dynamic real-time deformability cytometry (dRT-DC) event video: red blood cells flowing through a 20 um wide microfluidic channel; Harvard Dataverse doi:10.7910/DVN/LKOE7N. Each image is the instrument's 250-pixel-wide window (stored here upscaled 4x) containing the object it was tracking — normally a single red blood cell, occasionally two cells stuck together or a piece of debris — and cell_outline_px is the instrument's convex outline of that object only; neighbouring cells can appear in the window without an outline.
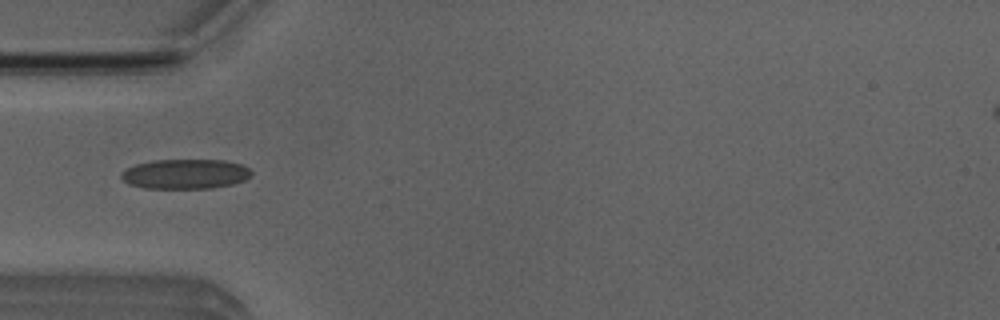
{"species": "Egyptian fruit bat (a non-hibernating species)", "species_latin": "Rousettus aegyptiacus", "temperature_condition": "room temperature", "stored_images_in_passage": 33, "camera_frame_rate_fps": 3000, "um_per_image_px": 0.085, "animal": {"sex": "male"}, "frame": {"image": 1, "passage_image": 1, "time_ms": 0.0, "image_size_px": [1000, 320], "cell_outline_px": [[252, 176], [244, 180], [232, 184], [212, 188], [144, 188], [128, 184], [120, 176], [120, 172], [136, 164], [156, 160], [224, 160], [240, 164], [248, 168], [252, 172]], "centroid_in_image_um": [15.75, 14.79], "position_along_channel_um": 69.3, "area_um2": 22.54}}
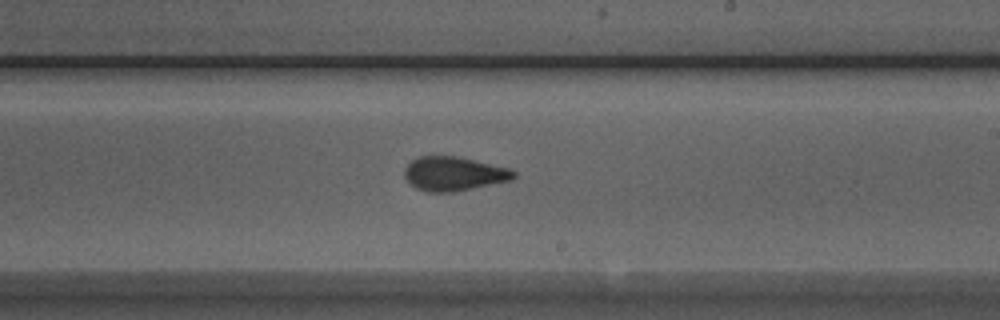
{"frame": {"image": 2, "passage_image": 15, "time_ms": 4.667, "image_size_px": [1000, 320], "cell_outline_px": [[516, 176], [512, 180], [452, 192], [428, 192], [416, 188], [404, 176], [404, 168], [412, 160], [420, 156], [456, 156], [508, 168], [516, 172]], "centroid_in_image_um": [38.56, 14.77], "position_along_channel_um": 250.4, "area_um2": 21.44}}
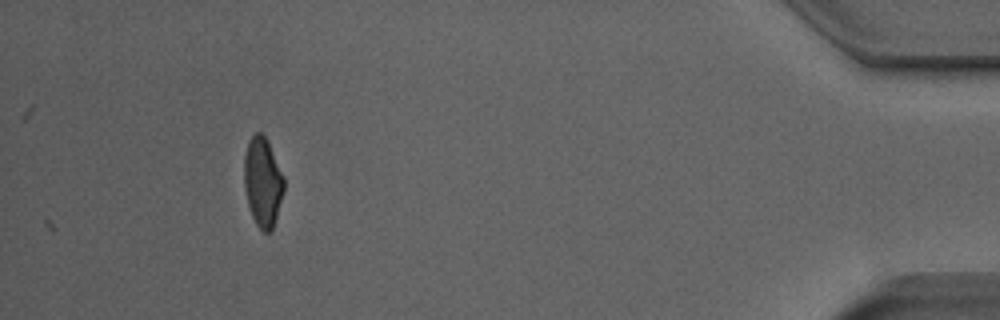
{"frame": {"image": 3, "passage_image": 33, "time_ms": 10.667, "image_size_px": [1000, 320], "cell_outline_px": [[284, 188], [272, 232], [264, 232], [256, 224], [252, 216], [248, 204], [244, 188], [244, 156], [248, 144], [252, 136], [256, 132], [260, 132], [268, 140], [284, 176]], "centroid_in_image_um": [22.33, 15.47], "position_along_channel_um": 412.9, "area_um2": 20.69}, "authors_computed_cell_mechanics": {"area_um2": 21.097, "velocity_mm_per_s": 3.8707, "shape_relaxation_time_tau1_ms": 6.9638, "shape_relaxation_time_tau2_ms": 1.3436, "deformation_change_tau1": 0.1643, "deformation_change_tau2": 0.0814}}